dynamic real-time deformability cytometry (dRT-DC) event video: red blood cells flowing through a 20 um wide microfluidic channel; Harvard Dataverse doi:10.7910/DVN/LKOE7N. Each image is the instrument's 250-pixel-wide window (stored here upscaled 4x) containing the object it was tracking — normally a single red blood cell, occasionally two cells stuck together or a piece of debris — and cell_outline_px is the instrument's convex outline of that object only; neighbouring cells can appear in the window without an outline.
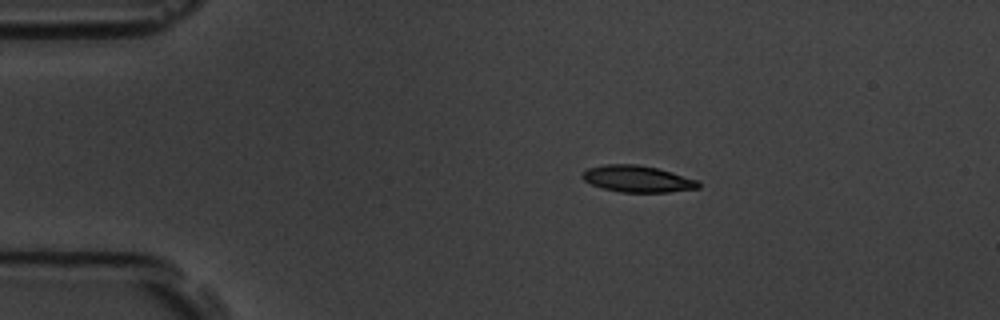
{"species": "common noctule bat (a hibernating species)", "species_latin": "Nyctalus noctula", "temperature_condition": "room temperature", "stored_images_in_passage": 3, "camera_frame_rate_fps": 3000, "um_per_image_px": 0.085, "animal": {"sex": "male", "body_mass_g": 19.5, "forearm_length_mm": 54.6}, "frame": {"image": 1, "passage_image": 2, "time_ms": 0.333, "image_size_px": [1000, 320], "cell_outline_px": [[700, 188], [668, 192], [620, 192], [604, 188], [592, 184], [584, 180], [580, 176], [588, 168], [604, 164], [636, 164], [656, 168], [672, 172], [696, 180], [700, 184]], "centroid_in_image_um": [54.17, 15.2], "position_along_channel_um": 30.8, "area_um2": 17.8}}